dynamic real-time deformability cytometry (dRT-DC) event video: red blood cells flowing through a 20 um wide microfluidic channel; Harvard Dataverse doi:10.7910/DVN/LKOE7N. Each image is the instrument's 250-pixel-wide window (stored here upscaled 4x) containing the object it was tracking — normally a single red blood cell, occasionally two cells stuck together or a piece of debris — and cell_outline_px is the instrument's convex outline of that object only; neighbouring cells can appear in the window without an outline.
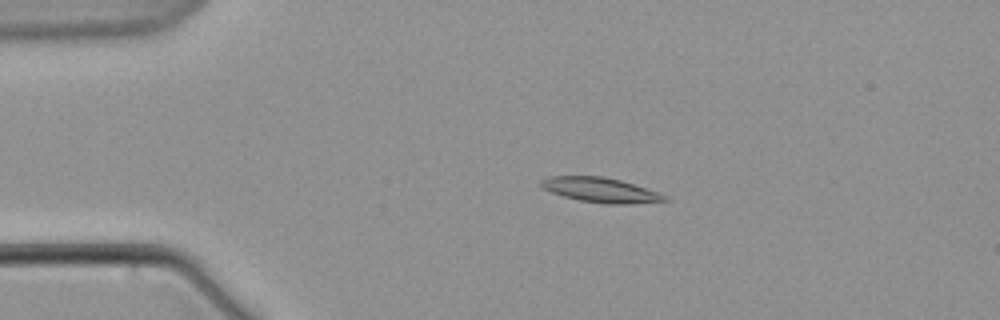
{"species": "common noctule bat (a hibernating species)", "species_latin": "Nyctalus noctula", "temperature_condition": "warm", "stored_images_in_passage": 7, "camera_frame_rate_fps": 3000, "um_per_image_px": 0.085, "animal": {"sex": "male", "body_mass_g": 21.5, "forearm_length_mm": 52.0}, "frame": {"image": 1, "passage_image": 4, "time_ms": 4.667, "image_size_px": [1000, 320], "cell_outline_px": [[672, 200], [628, 204], [604, 204], [580, 200], [564, 196], [552, 192], [544, 188], [540, 184], [540, 180], [548, 176], [604, 176], [620, 180], [668, 196]], "centroid_in_image_um": [51.05, 16.15], "position_along_channel_um": 33.9, "area_um2": 17.69}}
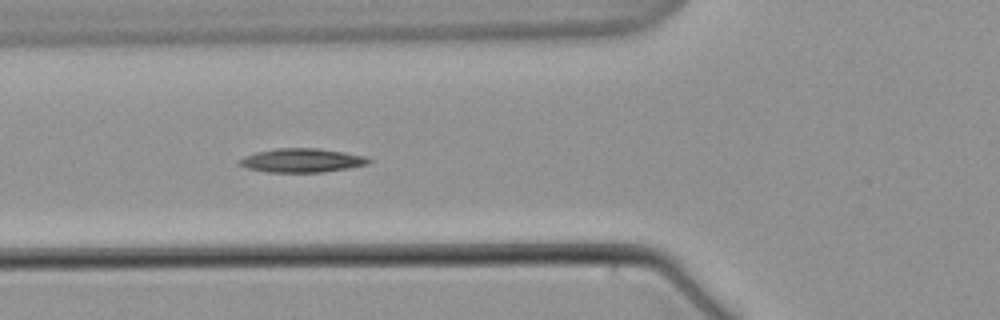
{"frame": {"image": 2, "passage_image": 7, "time_ms": 8.333, "image_size_px": [1000, 320], "cell_outline_px": [[372, 160], [368, 164], [348, 168], [324, 172], [268, 172], [248, 168], [236, 164], [244, 156], [256, 152], [276, 148], [316, 148], [344, 152], [368, 156]], "centroid_in_image_um": [25.68, 13.63], "position_along_channel_um": 100.1, "area_um2": 18.03}}